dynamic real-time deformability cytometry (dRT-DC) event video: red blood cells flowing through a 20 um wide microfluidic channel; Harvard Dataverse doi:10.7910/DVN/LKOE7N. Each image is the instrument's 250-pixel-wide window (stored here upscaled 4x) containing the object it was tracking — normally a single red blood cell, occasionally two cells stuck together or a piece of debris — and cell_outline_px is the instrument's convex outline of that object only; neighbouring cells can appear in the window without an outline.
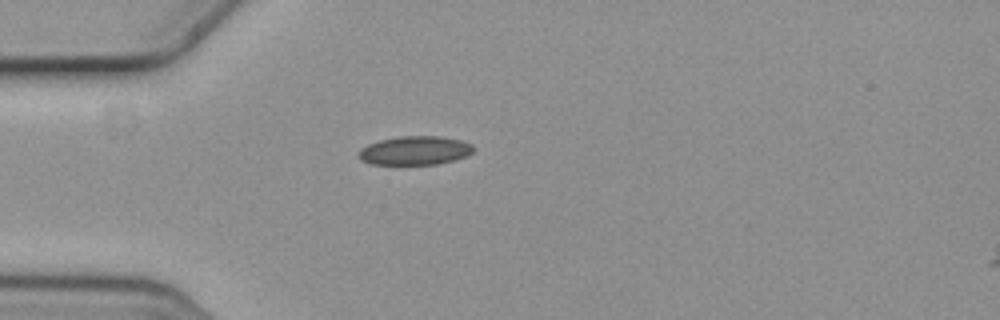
{"species": "common noctule bat (a hibernating species)", "species_latin": "Nyctalus noctula", "temperature_condition": "cold", "stored_images_in_passage": 2, "camera_frame_rate_fps": 3000, "um_per_image_px": 0.085, "animal": {"sex": "female", "body_mass_g": 19.3, "forearm_length_mm": 54.1}, "frame": {"image": 1, "passage_image": 1, "time_ms": 0.0, "image_size_px": [1000, 320], "cell_outline_px": [[476, 148], [472, 152], [456, 160], [436, 164], [368, 164], [360, 160], [356, 156], [360, 148], [368, 144], [380, 140], [400, 136], [440, 136], [460, 140], [472, 144]], "centroid_in_image_um": [35.23, 12.8], "position_along_channel_um": 49.8, "area_um2": 19.42}}